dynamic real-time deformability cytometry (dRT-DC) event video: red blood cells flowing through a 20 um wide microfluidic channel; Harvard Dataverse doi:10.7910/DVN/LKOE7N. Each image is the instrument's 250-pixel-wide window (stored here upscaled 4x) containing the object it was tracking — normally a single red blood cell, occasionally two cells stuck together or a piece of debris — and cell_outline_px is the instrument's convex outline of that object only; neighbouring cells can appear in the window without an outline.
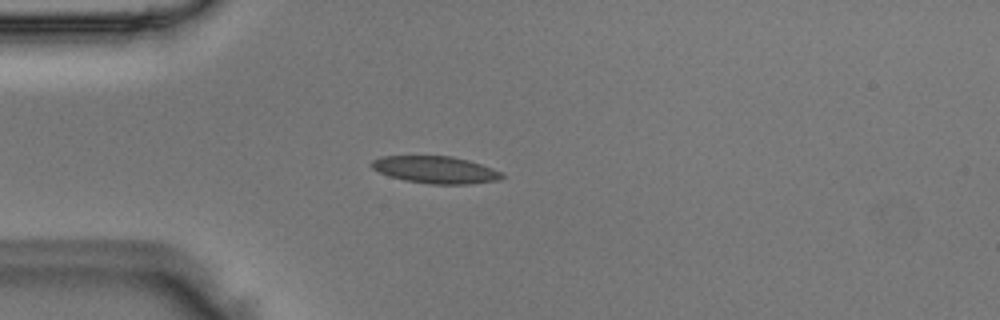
{"species": "Egyptian fruit bat (a non-hibernating species)", "species_latin": "Rousettus aegyptiacus", "temperature_condition": "room temperature", "stored_images_in_passage": 38, "camera_frame_rate_fps": 3000, "um_per_image_px": 0.085, "animal": {"sex": "male"}, "frame": {"image": 1, "passage_image": 1, "time_ms": 0.0, "image_size_px": [1000, 320], "cell_outline_px": [[504, 176], [500, 180], [468, 184], [428, 184], [404, 180], [388, 176], [372, 168], [372, 160], [380, 156], [452, 156], [468, 160], [504, 172]], "centroid_in_image_um": [37.04, 14.43], "position_along_channel_um": 48.0, "area_um2": 20.69}}
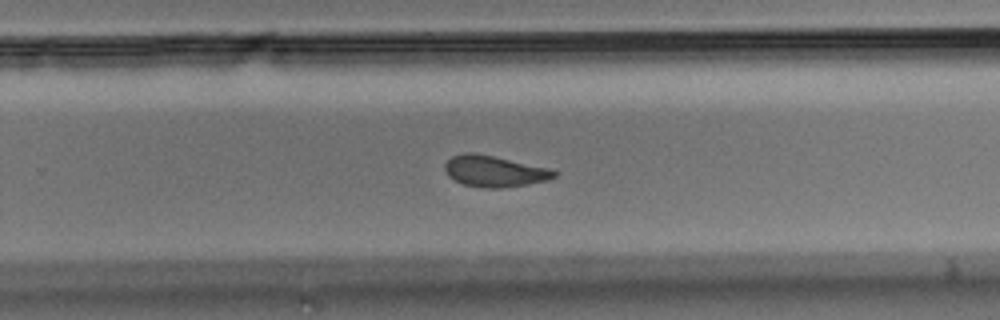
{"frame": {"image": 2, "passage_image": 20, "time_ms": 6.333, "image_size_px": [1000, 320], "cell_outline_px": [[556, 176], [548, 180], [500, 188], [484, 188], [464, 184], [448, 176], [444, 168], [444, 164], [452, 156], [464, 152], [472, 152], [492, 156], [548, 168], [556, 172]], "centroid_in_image_um": [41.97, 14.55], "position_along_channel_um": 287.8, "area_um2": 19.48}}
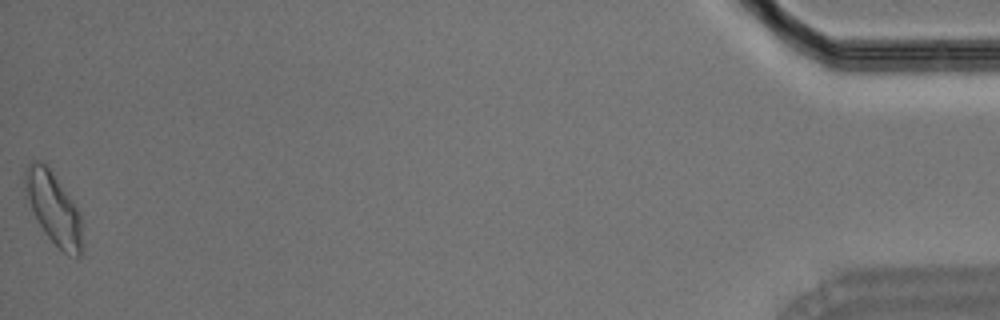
{"frame": {"image": 3, "passage_image": 38, "time_ms": 12.333, "image_size_px": [1000, 320], "cell_outline_px": [[84, 248], [80, 256], [76, 260], [68, 256], [44, 232], [24, 196], [24, 172], [28, 164], [36, 160], [40, 160], [48, 164], [80, 212]], "centroid_in_image_um": [4.57, 17.71], "position_along_channel_um": 430.6, "area_um2": 24.57}}